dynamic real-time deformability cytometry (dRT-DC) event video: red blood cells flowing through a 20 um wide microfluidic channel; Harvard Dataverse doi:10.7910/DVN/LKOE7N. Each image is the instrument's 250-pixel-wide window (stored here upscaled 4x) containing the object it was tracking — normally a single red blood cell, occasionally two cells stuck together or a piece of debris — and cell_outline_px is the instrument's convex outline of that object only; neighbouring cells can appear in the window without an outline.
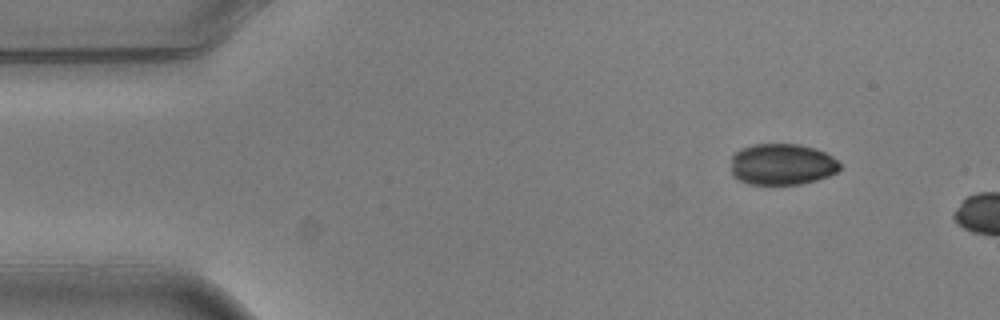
{"species": "common noctule bat (a hibernating species)", "species_latin": "Nyctalus noctula", "temperature_condition": "warm", "stored_images_in_passage": 2, "camera_frame_rate_fps": 3000, "um_per_image_px": 0.085, "animal": {"sex": "male", "body_mass_g": 20.5, "forearm_length_mm": 52.5}, "frame": {"image": 1, "passage_image": 1, "time_ms": 0.0, "image_size_px": [1000, 320], "cell_outline_px": [[840, 168], [836, 172], [828, 176], [816, 180], [800, 184], [748, 184], [732, 176], [732, 156], [740, 148], [752, 144], [800, 144], [816, 148], [832, 156], [840, 164]], "centroid_in_image_um": [66.46, 13.96], "position_along_channel_um": 18.5, "area_um2": 26.3}}